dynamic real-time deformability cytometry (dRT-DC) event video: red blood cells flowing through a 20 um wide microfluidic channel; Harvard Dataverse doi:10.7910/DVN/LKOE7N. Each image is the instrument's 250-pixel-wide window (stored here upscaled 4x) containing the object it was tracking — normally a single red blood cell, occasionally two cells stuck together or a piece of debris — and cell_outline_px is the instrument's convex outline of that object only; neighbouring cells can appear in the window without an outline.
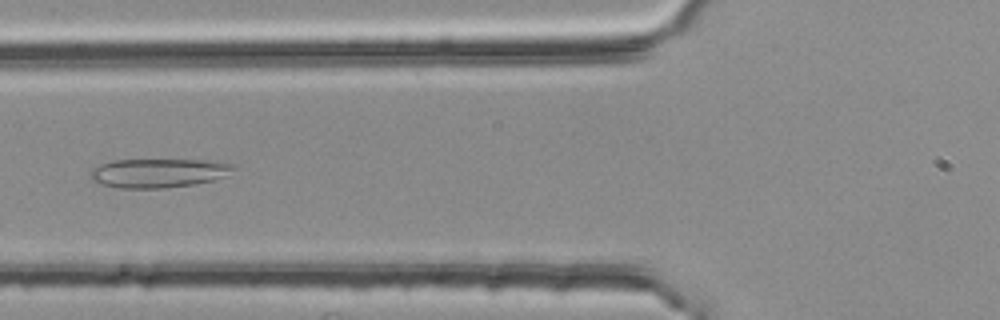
{"species": "common noctule bat (a hibernating species)", "species_latin": "Nyctalus noctula", "temperature_condition": "room temperature", "stored_images_in_passage": 49, "camera_frame_rate_fps": 3000, "um_per_image_px": 0.085, "animal": {"sex": "female", "body_mass_g": 25.1}, "frame": {"image": 1, "passage_image": 16, "time_ms": 5.0, "image_size_px": [1000, 320], "cell_outline_px": [[236, 168], [224, 176], [216, 180], [196, 184], [164, 188], [120, 188], [100, 184], [92, 180], [92, 172], [100, 164], [112, 160], [208, 160], [236, 164]], "centroid_in_image_um": [13.54, 14.7], "position_along_channel_um": 112.3, "area_um2": 24.16}}
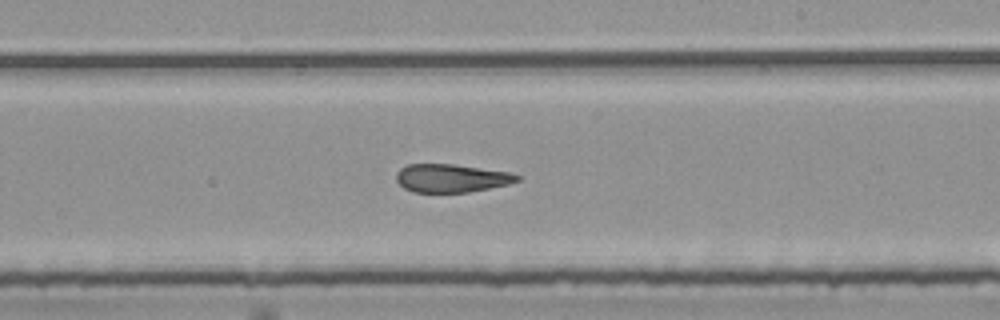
{"frame": {"image": 2, "passage_image": 27, "time_ms": 8.667, "image_size_px": [1000, 320], "cell_outline_px": [[520, 180], [508, 184], [468, 192], [412, 192], [404, 188], [396, 180], [396, 172], [400, 168], [408, 164], [452, 164], [508, 172], [520, 176]], "centroid_in_image_um": [38.32, 15.14], "position_along_channel_um": 250.7, "area_um2": 19.71}}
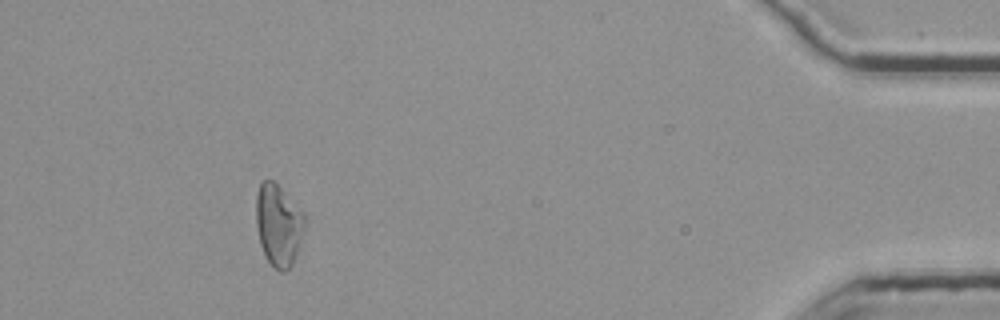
{"frame": {"image": 3, "passage_image": 45, "time_ms": 14.667, "image_size_px": [1000, 320], "cell_outline_px": [[308, 224], [292, 264], [284, 272], [280, 272], [268, 260], [260, 244], [256, 224], [256, 196], [260, 184], [264, 180], [272, 180], [304, 212], [308, 220]], "centroid_in_image_um": [23.71, 19.12], "position_along_channel_um": 411.5, "area_um2": 23.24}, "authors_computed_cell_mechanics": {"area_um2": 22.3108, "velocity_mm_per_s": 3.7728, "shape_relaxation_time_tau1_ms": null, "shape_relaxation_time_tau2_ms": 3.6319, "deformation_change_tau1": null, "deformation_change_tau2": 0.1365}}